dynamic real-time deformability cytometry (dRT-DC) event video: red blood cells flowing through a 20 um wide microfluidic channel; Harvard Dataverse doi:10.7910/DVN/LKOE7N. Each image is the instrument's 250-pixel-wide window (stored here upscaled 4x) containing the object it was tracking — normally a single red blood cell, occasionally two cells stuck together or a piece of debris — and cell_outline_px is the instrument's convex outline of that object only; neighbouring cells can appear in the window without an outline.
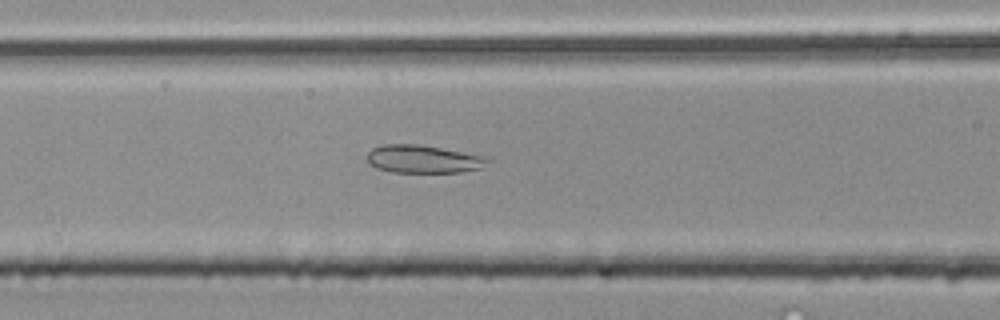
{"species": "common noctule bat (a hibernating species)", "species_latin": "Nyctalus noctula", "temperature_condition": "room temperature", "stored_images_in_passage": 51, "segment_of_instrument_passage": [2, 2], "camera_frame_rate_fps": 3000, "um_per_image_px": 0.085, "animal": {"sex": "male", "body_mass_g": 20.4}, "frame": {"image": 1, "passage_image": 21, "time_ms": 6.667, "image_size_px": [1000, 320], "cell_outline_px": [[492, 160], [480, 168], [460, 172], [392, 172], [376, 168], [368, 164], [368, 152], [372, 148], [384, 144], [420, 144], [480, 156]], "centroid_in_image_um": [35.9, 13.52], "position_along_channel_um": 130.7, "area_um2": 19.36}}
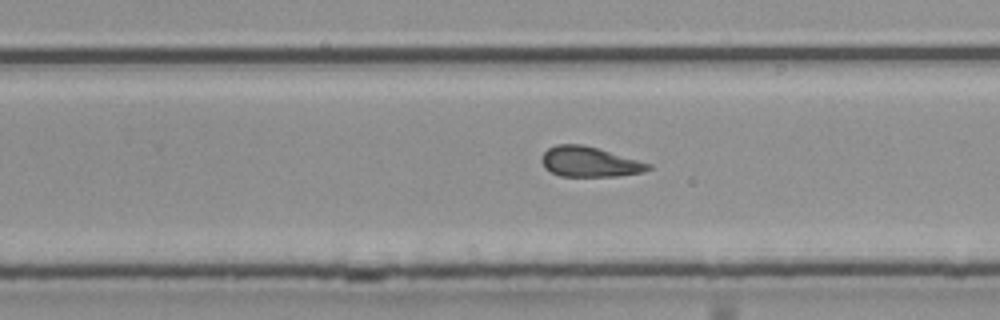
{"frame": {"image": 2, "passage_image": 32, "time_ms": 10.333, "image_size_px": [1000, 320], "cell_outline_px": [[652, 168], [644, 172], [616, 176], [560, 176], [544, 168], [540, 160], [540, 156], [548, 148], [556, 144], [584, 144], [652, 164]], "centroid_in_image_um": [50.08, 13.75], "position_along_channel_um": 279.7, "area_um2": 18.84}}
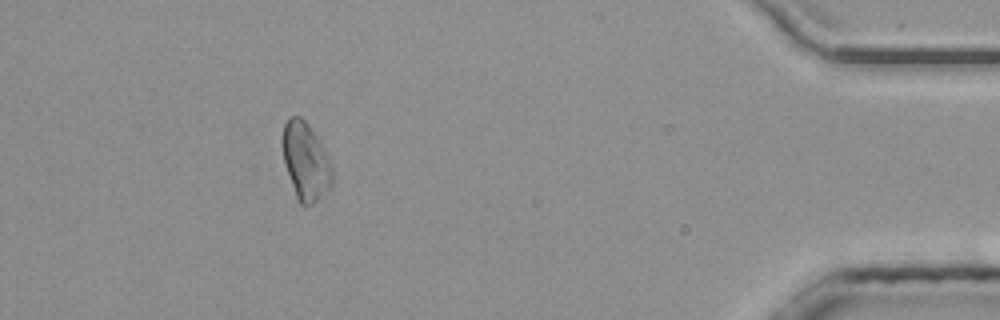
{"frame": {"image": 3, "passage_image": 46, "time_ms": 15.0, "image_size_px": [1000, 320], "cell_outline_px": [[332, 188], [312, 204], [304, 208], [300, 204], [296, 196], [284, 164], [280, 144], [280, 140], [284, 124], [292, 116], [300, 116], [308, 124], [324, 152], [332, 168]], "centroid_in_image_um": [25.93, 13.75], "position_along_channel_um": 409.3, "area_um2": 22.43}}